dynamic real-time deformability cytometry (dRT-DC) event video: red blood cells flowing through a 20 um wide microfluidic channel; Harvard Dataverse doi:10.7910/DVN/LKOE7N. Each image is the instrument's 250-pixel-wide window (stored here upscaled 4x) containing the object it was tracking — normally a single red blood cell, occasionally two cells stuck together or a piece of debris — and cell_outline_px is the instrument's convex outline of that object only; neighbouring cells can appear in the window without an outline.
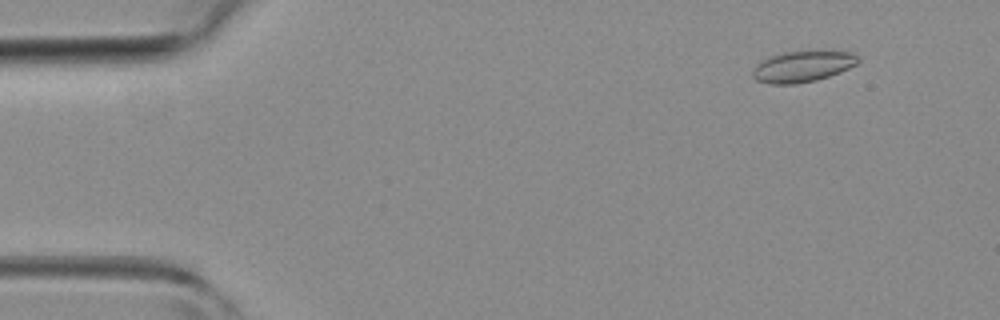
{"species": "common noctule bat (a hibernating species)", "species_latin": "Nyctalus noctula", "temperature_condition": "room temperature", "stored_images_in_passage": 15, "camera_frame_rate_fps": 3000, "um_per_image_px": 0.085, "animal": {"sex": "female", "body_mass_g": 19.3, "forearm_length_mm": 54.1}, "frame": {"image": 1, "passage_image": 5, "time_ms": 1.333, "image_size_px": [1000, 320], "cell_outline_px": [[860, 60], [856, 64], [840, 72], [816, 80], [796, 84], [768, 84], [756, 80], [752, 76], [752, 72], [756, 64], [768, 56], [784, 52], [852, 52]], "centroid_in_image_um": [68.16, 5.67], "position_along_channel_um": 16.8, "area_um2": 18.84}}